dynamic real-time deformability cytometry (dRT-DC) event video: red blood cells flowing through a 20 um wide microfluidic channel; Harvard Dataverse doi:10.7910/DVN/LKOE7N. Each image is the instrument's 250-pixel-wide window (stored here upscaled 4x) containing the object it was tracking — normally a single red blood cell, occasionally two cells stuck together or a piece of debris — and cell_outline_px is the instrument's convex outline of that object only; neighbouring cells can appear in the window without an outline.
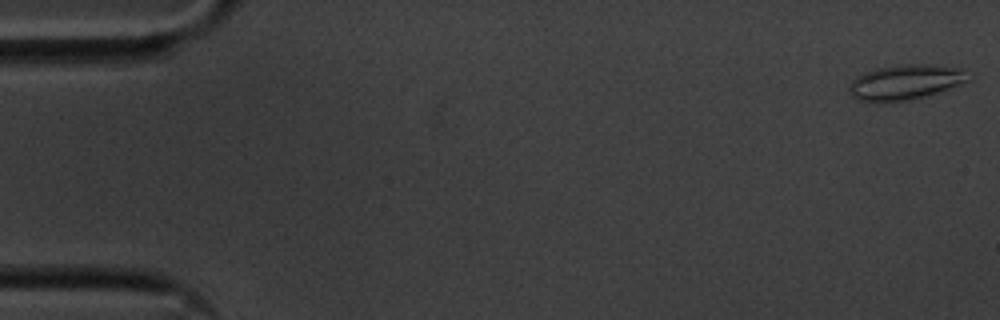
{"species": "common noctule bat (a hibernating species)", "species_latin": "Nyctalus noctula", "temperature_condition": "cold", "stored_images_in_passage": 56, "camera_frame_rate_fps": 3000, "um_per_image_px": 0.085, "animal": {"sex": "male", "body_mass_g": 20.1, "forearm_length_mm": 53.5}, "frame": {"image": 1, "passage_image": 1, "time_ms": 0.0, "image_size_px": [1000, 320], "cell_outline_px": [[972, 80], [924, 96], [908, 100], [856, 100], [848, 92], [848, 88], [852, 80], [856, 76], [876, 68], [904, 64], [924, 64], [964, 68]], "centroid_in_image_um": [76.97, 6.95], "position_along_channel_um": 8.0, "area_um2": 23.93}}
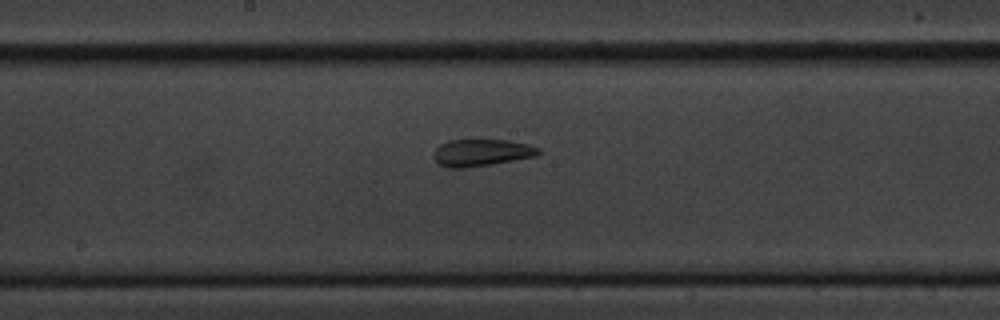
{"frame": {"image": 2, "passage_image": 29, "time_ms": 9.333, "image_size_px": [1000, 320], "cell_outline_px": [[544, 152], [536, 156], [492, 164], [464, 168], [448, 168], [440, 164], [432, 156], [432, 152], [440, 144], [448, 140], [508, 140], [528, 144], [540, 148]], "centroid_in_image_um": [40.94, 12.97], "position_along_channel_um": 207.3, "area_um2": 16.65}}
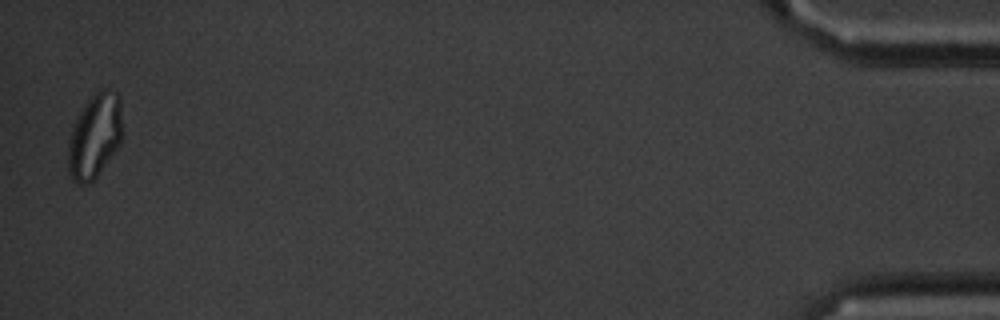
{"frame": {"image": 3, "passage_image": 55, "time_ms": 18.0, "image_size_px": [1000, 320], "cell_outline_px": [[120, 144], [96, 176], [88, 184], [76, 184], [68, 176], [68, 140], [72, 128], [84, 104], [100, 88], [104, 88], [116, 92], [120, 96]], "centroid_in_image_um": [8.01, 11.58], "position_along_channel_um": 427.2, "area_um2": 26.41}, "authors_computed_cell_mechanics": {"area_um2": 19.1318, "velocity_mm_per_s": 3.5606, "shape_relaxation_time_tau1_ms": null, "shape_relaxation_time_tau2_ms": 2.4414, "deformation_change_tau1": null, "deformation_change_tau2": 0.0966}}